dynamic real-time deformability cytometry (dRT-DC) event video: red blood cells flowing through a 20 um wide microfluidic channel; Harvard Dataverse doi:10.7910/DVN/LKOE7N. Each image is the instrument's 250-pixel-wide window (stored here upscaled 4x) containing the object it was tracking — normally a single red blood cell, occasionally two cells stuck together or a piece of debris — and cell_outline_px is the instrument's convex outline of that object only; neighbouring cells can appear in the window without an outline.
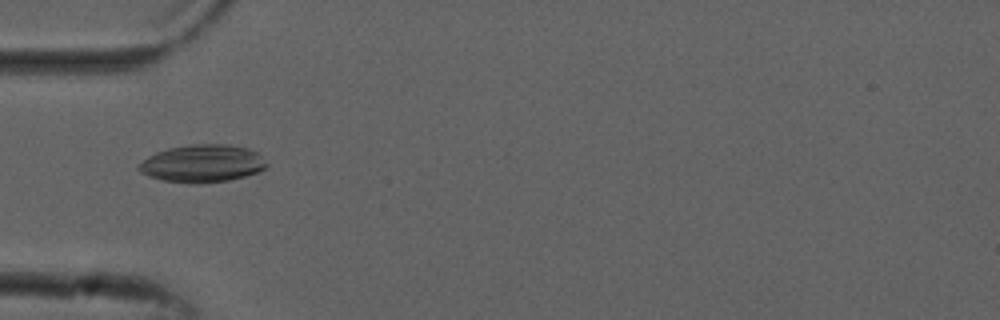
{"species": "common noctule bat (a hibernating species)", "species_latin": "Nyctalus noctula", "temperature_condition": "cold", "stored_images_in_passage": 53, "camera_frame_rate_fps": 3000, "um_per_image_px": 0.085, "animal": {"sex": "male", "forearm_length_mm": 52.5}, "frame": {"image": 1, "passage_image": 17, "time_ms": 5.333, "image_size_px": [1000, 320], "cell_outline_px": [[268, 164], [260, 172], [228, 180], [200, 184], [188, 184], [160, 180], [148, 176], [140, 172], [136, 168], [148, 156], [156, 152], [168, 148], [192, 144], [228, 144], [248, 148], [256, 152]], "centroid_in_image_um": [17.18, 13.91], "position_along_channel_um": 67.8, "area_um2": 28.21}}
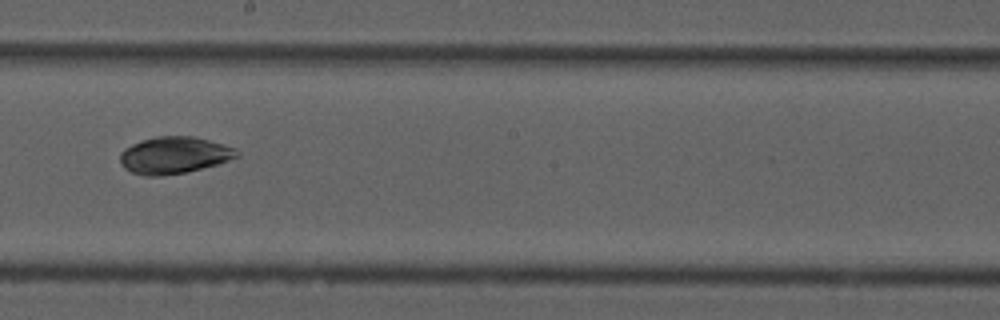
{"frame": {"image": 2, "passage_image": 30, "time_ms": 9.667, "image_size_px": [1000, 320], "cell_outline_px": [[240, 156], [216, 164], [184, 172], [160, 176], [144, 176], [132, 172], [124, 168], [120, 164], [120, 152], [124, 148], [132, 144], [156, 136], [192, 136], [224, 144], [236, 148], [240, 152]], "centroid_in_image_um": [14.79, 13.19], "position_along_channel_um": 233.4, "area_um2": 25.03}}
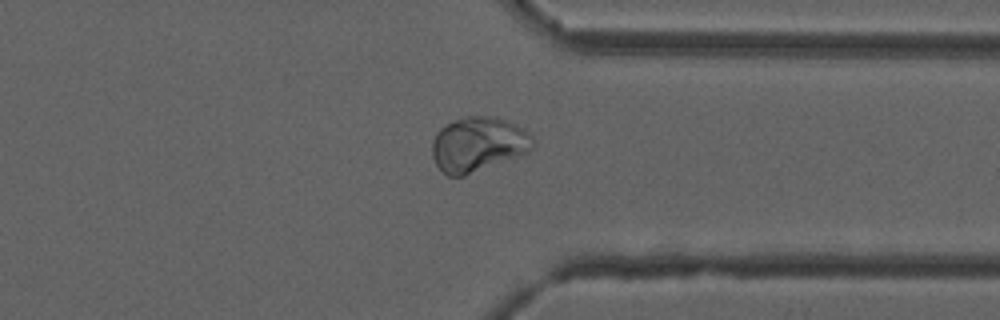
{"frame": {"image": 3, "passage_image": 41, "time_ms": 13.333, "image_size_px": [1000, 320], "cell_outline_px": [[532, 148], [528, 152], [464, 176], [448, 176], [440, 172], [432, 156], [432, 140], [436, 132], [440, 128], [456, 120], [468, 116], [496, 116], [516, 124], [524, 128], [532, 136]], "centroid_in_image_um": [40.61, 12.27], "position_along_channel_um": 370.8, "area_um2": 32.08}}